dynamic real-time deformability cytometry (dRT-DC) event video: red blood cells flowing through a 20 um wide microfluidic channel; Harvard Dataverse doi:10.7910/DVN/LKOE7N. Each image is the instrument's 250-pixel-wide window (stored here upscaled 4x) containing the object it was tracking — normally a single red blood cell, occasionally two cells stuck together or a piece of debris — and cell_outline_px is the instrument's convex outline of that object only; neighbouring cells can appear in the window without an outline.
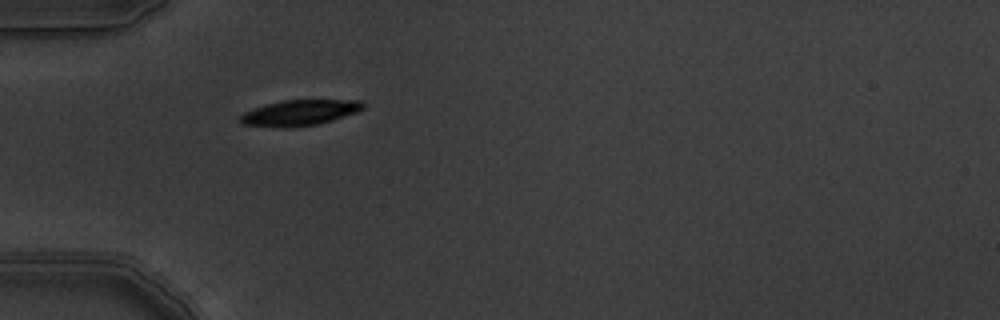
{"species": "common noctule bat (a hibernating species)", "species_latin": "Nyctalus noctula", "temperature_condition": "warm", "stored_images_in_passage": 3, "camera_frame_rate_fps": 3000, "um_per_image_px": 0.085, "animal": {"sex": "male", "body_mass_g": 19.5, "forearm_length_mm": 54.6}, "frame": {"image": 1, "passage_image": 1, "time_ms": 0.0, "image_size_px": [1000, 320], "cell_outline_px": [[364, 108], [356, 112], [332, 120], [316, 124], [284, 128], [240, 124], [236, 120], [244, 112], [252, 108], [264, 104], [284, 100], [364, 100]], "centroid_in_image_um": [25.41, 9.58], "position_along_channel_um": 59.6, "area_um2": 18.5}}